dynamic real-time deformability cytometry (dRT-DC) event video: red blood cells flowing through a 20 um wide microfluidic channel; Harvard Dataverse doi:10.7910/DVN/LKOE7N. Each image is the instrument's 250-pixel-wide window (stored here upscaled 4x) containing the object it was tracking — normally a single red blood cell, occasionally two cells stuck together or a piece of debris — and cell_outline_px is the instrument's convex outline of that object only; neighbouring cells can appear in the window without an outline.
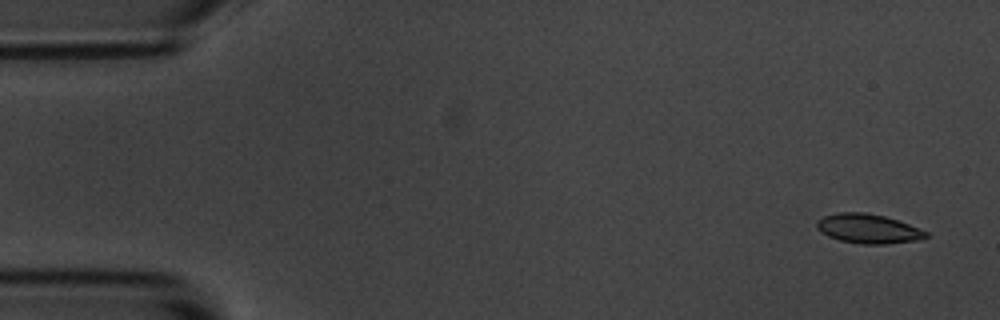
{"species": "common noctule bat (a hibernating species)", "species_latin": "Nyctalus noctula", "temperature_condition": "room temperature", "stored_images_in_passage": 12, "camera_frame_rate_fps": 3000, "um_per_image_px": 0.085, "animal": {"sex": "male", "body_mass_g": 20.1, "forearm_length_mm": 53.5}, "frame": {"image": 1, "passage_image": 2, "time_ms": 0.333, "image_size_px": [1000, 320], "cell_outline_px": [[928, 236], [916, 240], [888, 244], [860, 244], [840, 240], [828, 236], [820, 232], [816, 228], [816, 220], [824, 216], [840, 212], [864, 212], [884, 216], [908, 224], [928, 232]], "centroid_in_image_um": [73.75, 19.44], "position_along_channel_um": 11.2, "area_um2": 18.61}}